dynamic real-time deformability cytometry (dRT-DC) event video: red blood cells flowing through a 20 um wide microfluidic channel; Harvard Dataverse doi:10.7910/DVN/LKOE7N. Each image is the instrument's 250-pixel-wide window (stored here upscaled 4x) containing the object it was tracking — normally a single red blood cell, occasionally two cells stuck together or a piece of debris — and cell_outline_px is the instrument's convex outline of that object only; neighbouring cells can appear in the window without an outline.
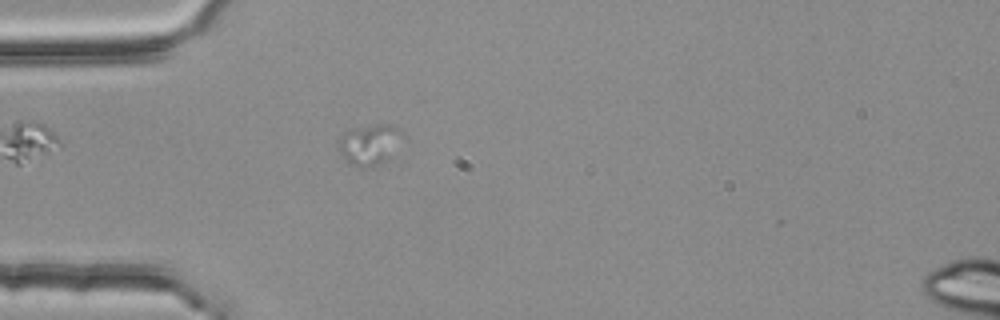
{"species": "common noctule bat (a hibernating species)", "species_latin": "Nyctalus noctula", "temperature_condition": "room temperature", "stored_images_in_passage": 4, "camera_frame_rate_fps": 3000, "um_per_image_px": 0.085, "animal": {"sex": "female", "body_mass_g": 25.1}, "frame": {"image": 1, "passage_image": 4, "time_ms": 1.0, "image_size_px": [1000, 320], "cell_outline_px": [[408, 136], [384, 160], [376, 164], [364, 168], [352, 164], [344, 160], [336, 144], [336, 140], [348, 128], [384, 124], [388, 124], [400, 128]], "centroid_in_image_um": [31.41, 12.23], "position_along_channel_um": 53.6, "area_um2": 15.43}}